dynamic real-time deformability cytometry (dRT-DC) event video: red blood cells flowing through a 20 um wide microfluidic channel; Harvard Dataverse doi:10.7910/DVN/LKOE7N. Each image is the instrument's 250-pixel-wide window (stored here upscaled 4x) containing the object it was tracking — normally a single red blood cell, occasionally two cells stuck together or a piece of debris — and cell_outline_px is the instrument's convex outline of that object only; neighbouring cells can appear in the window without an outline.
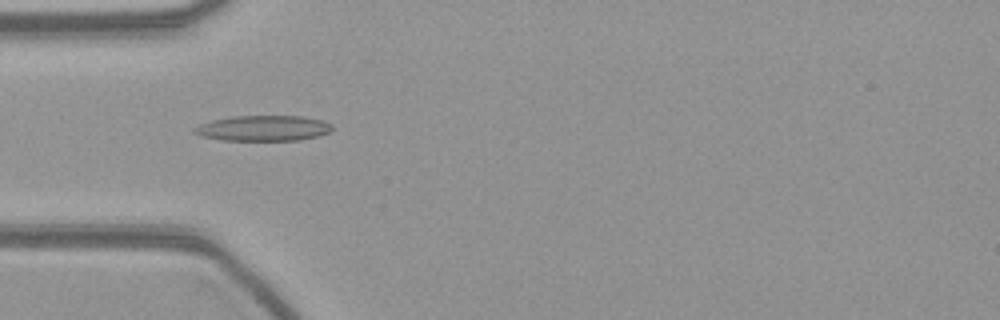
{"species": "common noctule bat (a hibernating species)", "species_latin": "Nyctalus noctula", "temperature_condition": "warm", "stored_images_in_passage": 54, "camera_frame_rate_fps": 3000, "um_per_image_px": 0.085, "animal": {"sex": "female", "body_mass_g": 21.9}, "frame": {"image": 1, "passage_image": 16, "time_ms": 5.0, "image_size_px": [1000, 320], "cell_outline_px": [[332, 128], [328, 132], [320, 136], [300, 140], [224, 140], [200, 136], [192, 132], [192, 128], [200, 124], [212, 120], [232, 116], [304, 116], [324, 120], [332, 124]], "centroid_in_image_um": [22.38, 10.89], "position_along_channel_um": 62.6, "area_um2": 20.63}}
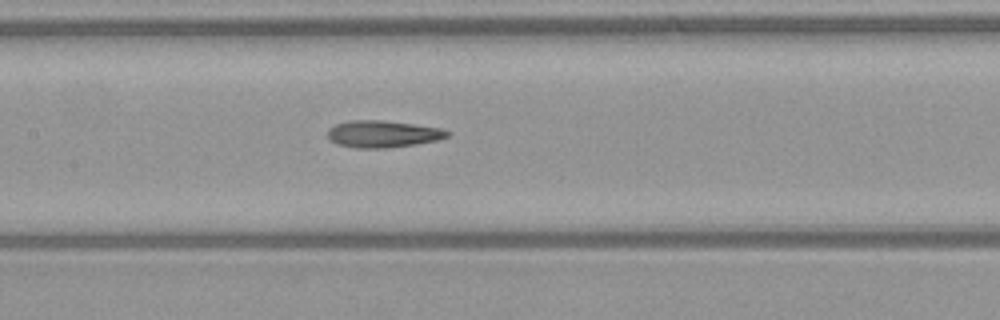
{"frame": {"image": 2, "passage_image": 25, "time_ms": 8.0, "image_size_px": [1000, 320], "cell_outline_px": [[452, 132], [448, 136], [436, 140], [416, 144], [384, 148], [356, 148], [340, 144], [332, 140], [328, 136], [328, 128], [336, 124], [348, 120], [384, 120], [440, 128]], "centroid_in_image_um": [32.54, 11.38], "position_along_channel_um": 174.9, "area_um2": 18.61}}
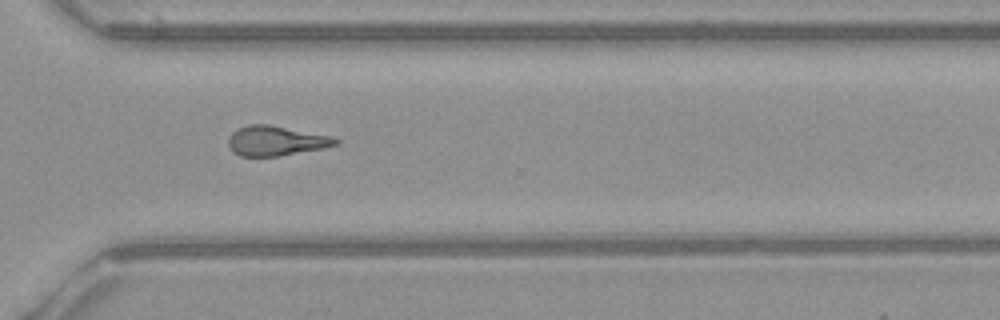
{"frame": {"image": 3, "passage_image": 39, "time_ms": 12.667, "image_size_px": [1000, 320], "cell_outline_px": [[340, 144], [324, 148], [280, 156], [240, 156], [228, 144], [228, 136], [236, 128], [248, 124], [268, 124], [332, 136], [340, 140]], "centroid_in_image_um": [23.48, 11.96], "position_along_channel_um": 347.1, "area_um2": 18.73}}